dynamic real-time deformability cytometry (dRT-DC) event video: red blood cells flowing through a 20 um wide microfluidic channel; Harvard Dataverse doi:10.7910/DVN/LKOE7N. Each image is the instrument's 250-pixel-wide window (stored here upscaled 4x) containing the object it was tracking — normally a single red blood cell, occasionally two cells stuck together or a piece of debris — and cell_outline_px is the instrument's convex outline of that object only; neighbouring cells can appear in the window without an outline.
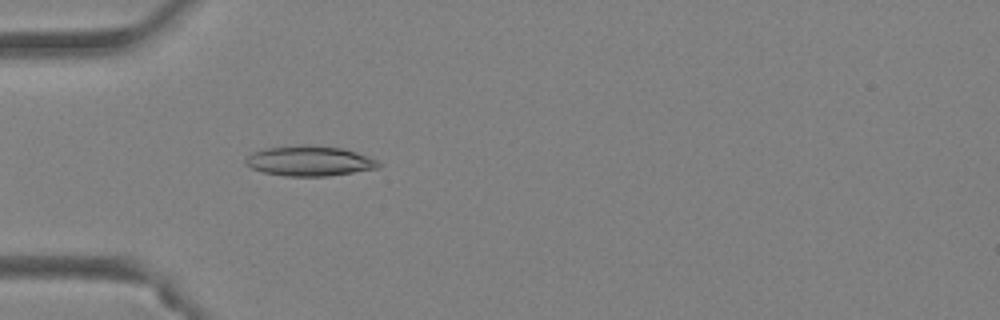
{"species": "Egyptian fruit bat (a non-hibernating species)", "species_latin": "Rousettus aegyptiacus", "temperature_condition": "warm", "stored_images_in_passage": 45, "camera_frame_rate_fps": 3000, "um_per_image_px": 0.085, "animal": {"sex": "female"}, "frame": {"image": 1, "passage_image": 13, "time_ms": 4.0, "image_size_px": [1000, 320], "cell_outline_px": [[384, 164], [376, 168], [328, 176], [284, 176], [264, 172], [252, 168], [244, 164], [244, 160], [252, 152], [264, 148], [304, 144], [340, 148], [356, 152], [368, 156]], "centroid_in_image_um": [26.27, 13.67], "position_along_channel_um": 58.7, "area_um2": 23.29}}
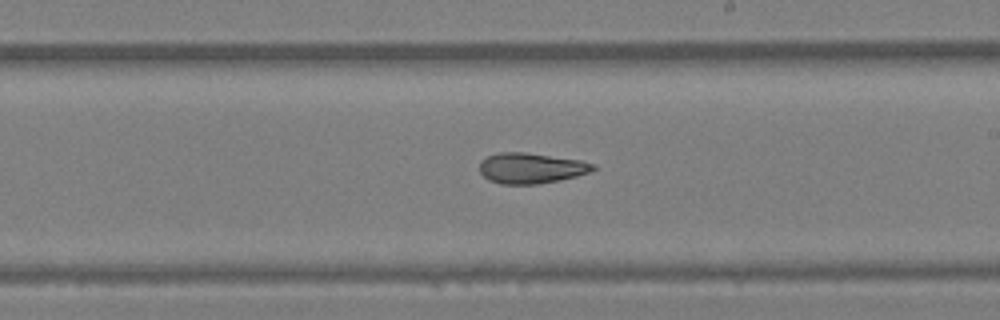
{"frame": {"image": 2, "passage_image": 26, "time_ms": 8.333, "image_size_px": [1000, 320], "cell_outline_px": [[596, 168], [588, 172], [576, 176], [560, 180], [536, 184], [500, 184], [488, 180], [480, 172], [480, 160], [488, 156], [500, 152], [524, 152], [580, 160], [596, 164]], "centroid_in_image_um": [45.12, 14.29], "position_along_channel_um": 243.9, "area_um2": 20.17}}
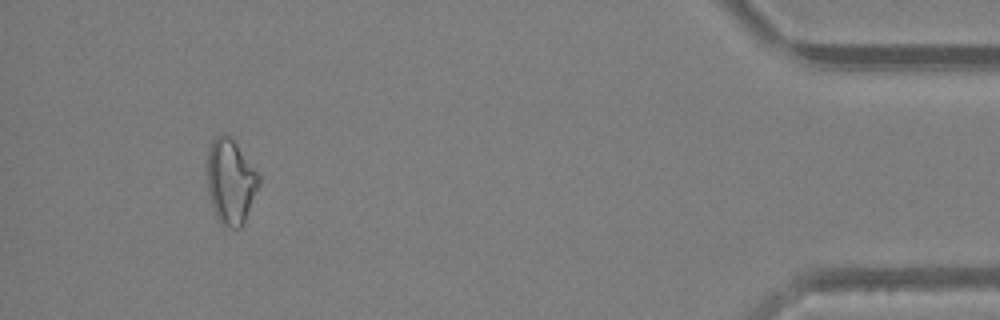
{"frame": {"image": 3, "passage_image": 42, "time_ms": 13.667, "image_size_px": [1000, 320], "cell_outline_px": [[260, 184], [244, 224], [240, 228], [224, 228], [220, 224], [212, 208], [208, 192], [208, 148], [212, 140], [220, 132], [224, 132], [236, 144], [260, 176]], "centroid_in_image_um": [19.6, 15.47], "position_along_channel_um": 415.6, "area_um2": 25.72}, "authors_computed_cell_mechanics": {"area_um2": 21.964, "velocity_mm_per_s": 4.4175, "shape_relaxation_time_tau1_ms": null, "shape_relaxation_time_tau2_ms": 3.3858, "deformation_change_tau1": null, "deformation_change_tau2": 0.1083}}